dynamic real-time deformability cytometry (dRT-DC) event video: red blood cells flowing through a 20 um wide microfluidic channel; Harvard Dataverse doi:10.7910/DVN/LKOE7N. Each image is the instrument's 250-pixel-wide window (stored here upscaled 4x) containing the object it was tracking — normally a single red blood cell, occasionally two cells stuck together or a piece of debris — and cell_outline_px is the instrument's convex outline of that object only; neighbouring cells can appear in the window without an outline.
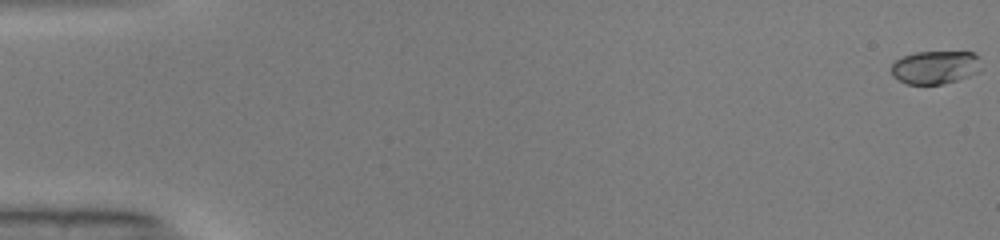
{"species": "common noctule bat (a hibernating species)", "species_latin": "Nyctalus noctula", "temperature_condition": "warm", "stored_images_in_passage": 51, "camera_frame_rate_fps": 3000, "um_per_image_px": 0.085, "animal": {"sex": "male", "body_mass_g": 19.0, "forearm_length_mm": 50.8}, "frame": {"image": 1, "passage_image": 1, "time_ms": 0.0, "image_size_px": [1000, 240], "cell_outline_px": [[980, 72], [944, 84], [904, 84], [892, 76], [892, 64], [900, 56], [916, 52], [972, 52], [980, 56]], "centroid_in_image_um": [79.49, 5.72], "position_along_channel_um": 5.5, "area_um2": 17.63}}
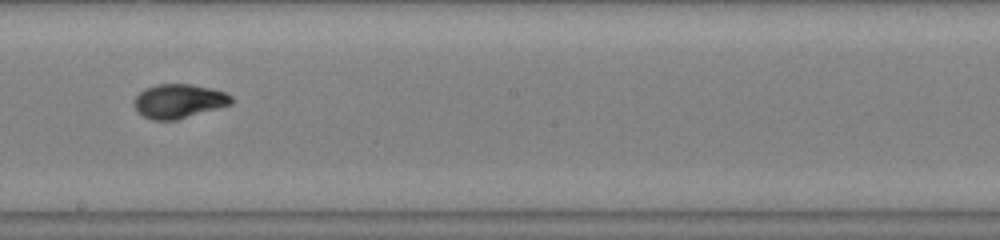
{"frame": {"image": 2, "passage_image": 30, "time_ms": 9.667, "image_size_px": [1000, 240], "cell_outline_px": [[232, 104], [176, 120], [152, 120], [144, 116], [136, 108], [136, 96], [144, 88], [156, 84], [192, 84], [212, 88], [224, 92], [232, 96]], "centroid_in_image_um": [15.23, 8.58], "position_along_channel_um": 233.0, "area_um2": 19.13}}
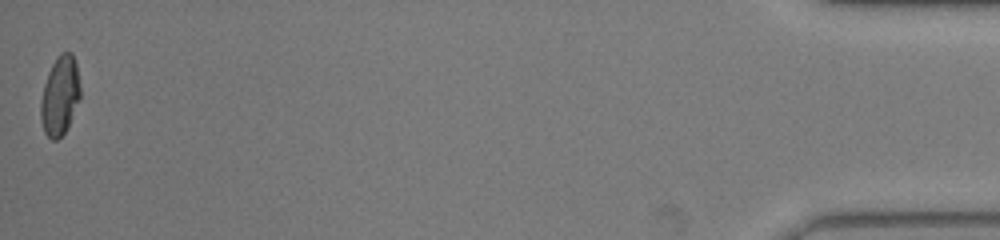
{"frame": {"image": 3, "passage_image": 51, "time_ms": 16.667, "image_size_px": [1000, 240], "cell_outline_px": [[80, 96], [68, 124], [64, 132], [56, 140], [52, 140], [44, 132], [40, 120], [40, 100], [44, 84], [48, 72], [56, 56], [60, 52], [72, 52], [76, 64], [80, 88]], "centroid_in_image_um": [5.06, 8.1], "position_along_channel_um": 430.1, "area_um2": 18.09}, "authors_computed_cell_mechanics": {"area_um2": 18.9006, "velocity_mm_per_s": 4.1011, "shape_relaxation_time_tau1_ms": 4.7798, "shape_relaxation_time_tau2_ms": 1.1184, "deformation_change_tau1": 0.205, "deformation_change_tau2": 0.0457}}